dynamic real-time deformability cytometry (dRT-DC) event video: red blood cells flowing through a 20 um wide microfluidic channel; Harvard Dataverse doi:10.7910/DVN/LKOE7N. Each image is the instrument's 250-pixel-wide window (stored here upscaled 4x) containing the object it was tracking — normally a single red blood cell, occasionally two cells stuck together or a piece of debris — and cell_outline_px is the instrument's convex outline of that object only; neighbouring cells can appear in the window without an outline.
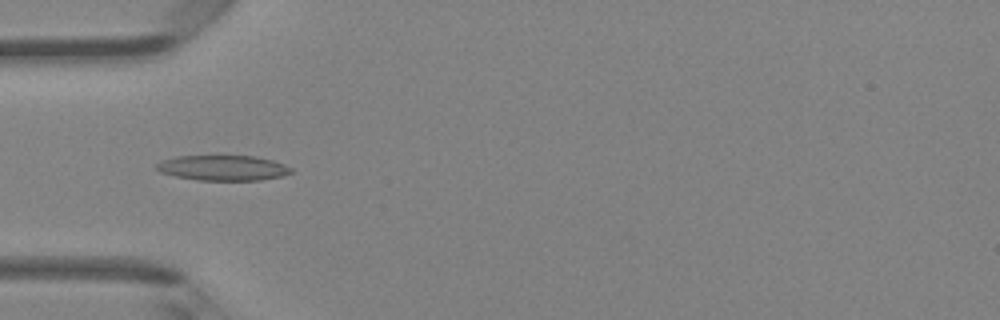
{"species": "Egyptian fruit bat (a non-hibernating species)", "species_latin": "Rousettus aegyptiacus", "temperature_condition": "room temperature", "stored_images_in_passage": 42, "camera_frame_rate_fps": 3000, "um_per_image_px": 0.085, "animal": {"sex": "female"}, "frame": {"image": 1, "passage_image": 15, "time_ms": 4.667, "image_size_px": [1000, 320], "cell_outline_px": [[292, 172], [280, 176], [260, 180], [196, 180], [176, 176], [160, 172], [156, 168], [156, 164], [164, 160], [176, 156], [256, 156], [272, 160], [284, 164], [292, 168]], "centroid_in_image_um": [18.95, 14.27], "position_along_channel_um": 66.0, "area_um2": 19.65}}
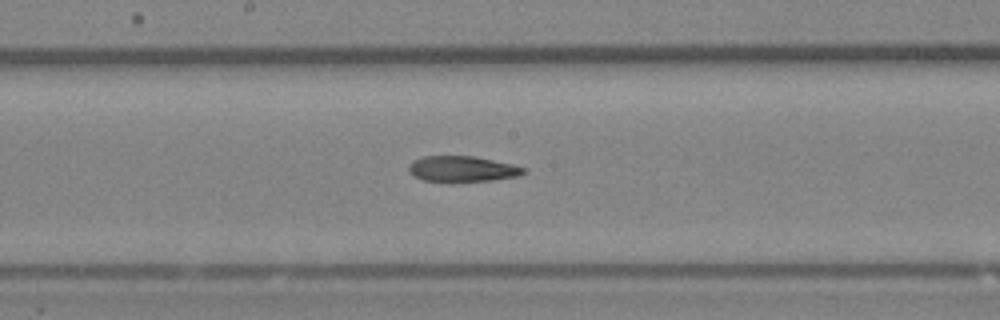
{"frame": {"image": 2, "passage_image": 25, "time_ms": 8.0, "image_size_px": [1000, 320], "cell_outline_px": [[524, 172], [520, 176], [492, 180], [452, 184], [424, 180], [412, 176], [408, 172], [408, 164], [412, 160], [424, 156], [472, 156], [512, 164], [524, 168]], "centroid_in_image_um": [39.21, 14.39], "position_along_channel_um": 209.0, "area_um2": 17.8}}
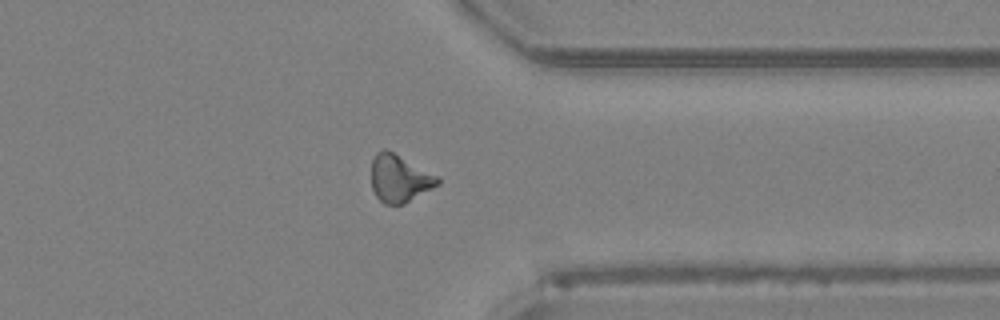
{"frame": {"image": 3, "passage_image": 37, "time_ms": 12.0, "image_size_px": [1000, 320], "cell_outline_px": [[440, 184], [404, 204], [384, 204], [376, 196], [372, 188], [372, 160], [376, 152], [384, 148], [440, 176]], "centroid_in_image_um": [33.97, 15.17], "position_along_channel_um": 377.4, "area_um2": 18.32}}